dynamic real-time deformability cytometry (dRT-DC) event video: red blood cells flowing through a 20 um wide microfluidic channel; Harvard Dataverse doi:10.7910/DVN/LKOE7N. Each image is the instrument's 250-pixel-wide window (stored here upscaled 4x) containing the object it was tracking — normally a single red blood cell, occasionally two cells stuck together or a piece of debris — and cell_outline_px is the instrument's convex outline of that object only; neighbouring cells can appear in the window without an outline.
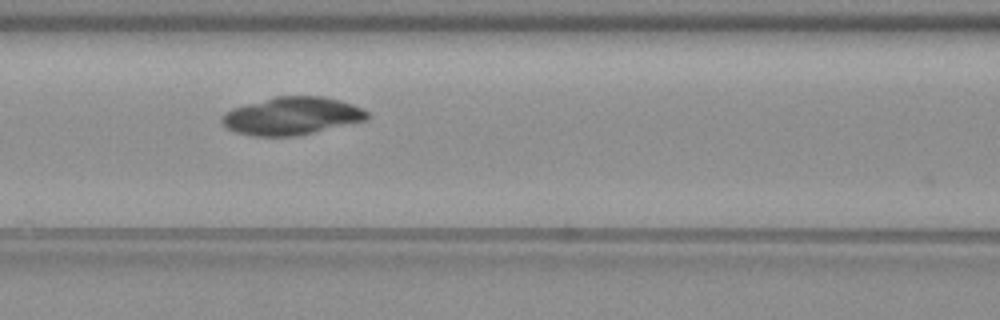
{"species": "common noctule bat (a hibernating species)", "species_latin": "Nyctalus noctula", "temperature_condition": "warm", "stored_images_in_passage": 39, "camera_frame_rate_fps": 3000, "um_per_image_px": 0.085, "animal": {"sex": "female", "body_mass_g": 19.3, "forearm_length_mm": 54.1}, "frame": {"image": 1, "passage_image": 7, "time_ms": 2.0, "image_size_px": [1000, 320], "cell_outline_px": [[368, 120], [296, 136], [252, 136], [236, 132], [228, 128], [220, 120], [220, 116], [224, 112], [232, 108], [276, 96], [324, 96], [340, 100], [364, 108], [368, 112]], "centroid_in_image_um": [24.82, 9.85], "position_along_channel_um": 141.8, "area_um2": 32.08}}
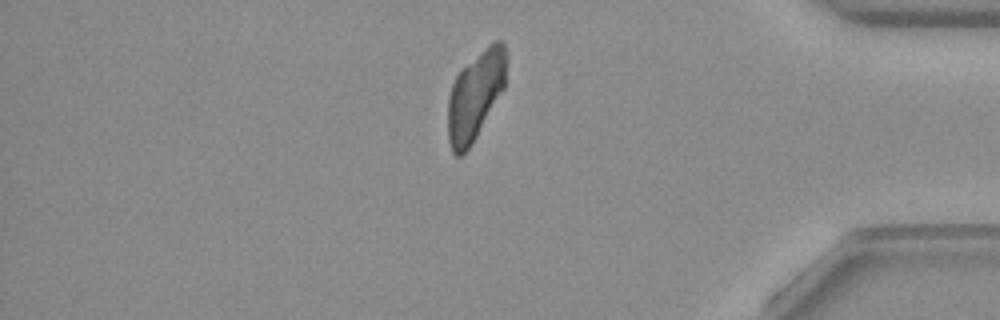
{"frame": {"image": 2, "passage_image": 32, "time_ms": 10.333, "image_size_px": [1000, 320], "cell_outline_px": [[508, 60], [504, 88], [472, 144], [460, 156], [456, 156], [452, 152], [448, 140], [448, 96], [452, 84], [460, 68], [488, 44], [496, 40], [500, 40], [504, 44], [508, 52]], "centroid_in_image_um": [40.42, 8.06], "position_along_channel_um": 394.8, "area_um2": 30.63}}